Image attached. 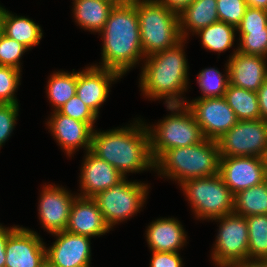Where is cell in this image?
<instances>
[{
  "label": "cell",
  "instance_id": "obj_46",
  "mask_svg": "<svg viewBox=\"0 0 267 267\" xmlns=\"http://www.w3.org/2000/svg\"><path fill=\"white\" fill-rule=\"evenodd\" d=\"M4 8L0 6V35L2 33V17H3Z\"/></svg>",
  "mask_w": 267,
  "mask_h": 267
},
{
  "label": "cell",
  "instance_id": "obj_21",
  "mask_svg": "<svg viewBox=\"0 0 267 267\" xmlns=\"http://www.w3.org/2000/svg\"><path fill=\"white\" fill-rule=\"evenodd\" d=\"M182 225L174 218L158 219L150 224L146 237L152 251L177 252L186 241Z\"/></svg>",
  "mask_w": 267,
  "mask_h": 267
},
{
  "label": "cell",
  "instance_id": "obj_37",
  "mask_svg": "<svg viewBox=\"0 0 267 267\" xmlns=\"http://www.w3.org/2000/svg\"><path fill=\"white\" fill-rule=\"evenodd\" d=\"M267 29V11L263 9L247 7L245 14L237 26V31H256Z\"/></svg>",
  "mask_w": 267,
  "mask_h": 267
},
{
  "label": "cell",
  "instance_id": "obj_22",
  "mask_svg": "<svg viewBox=\"0 0 267 267\" xmlns=\"http://www.w3.org/2000/svg\"><path fill=\"white\" fill-rule=\"evenodd\" d=\"M178 15L181 36L185 40L188 34L187 28L196 33L200 29L219 21L217 0H194Z\"/></svg>",
  "mask_w": 267,
  "mask_h": 267
},
{
  "label": "cell",
  "instance_id": "obj_41",
  "mask_svg": "<svg viewBox=\"0 0 267 267\" xmlns=\"http://www.w3.org/2000/svg\"><path fill=\"white\" fill-rule=\"evenodd\" d=\"M159 3L167 7L169 10L179 14L194 0H157Z\"/></svg>",
  "mask_w": 267,
  "mask_h": 267
},
{
  "label": "cell",
  "instance_id": "obj_35",
  "mask_svg": "<svg viewBox=\"0 0 267 267\" xmlns=\"http://www.w3.org/2000/svg\"><path fill=\"white\" fill-rule=\"evenodd\" d=\"M60 114L88 123L92 128L97 115L76 95L57 110Z\"/></svg>",
  "mask_w": 267,
  "mask_h": 267
},
{
  "label": "cell",
  "instance_id": "obj_38",
  "mask_svg": "<svg viewBox=\"0 0 267 267\" xmlns=\"http://www.w3.org/2000/svg\"><path fill=\"white\" fill-rule=\"evenodd\" d=\"M150 267H182V260L177 252H152Z\"/></svg>",
  "mask_w": 267,
  "mask_h": 267
},
{
  "label": "cell",
  "instance_id": "obj_14",
  "mask_svg": "<svg viewBox=\"0 0 267 267\" xmlns=\"http://www.w3.org/2000/svg\"><path fill=\"white\" fill-rule=\"evenodd\" d=\"M53 234L58 238L46 249V259L57 267H90V237L66 230Z\"/></svg>",
  "mask_w": 267,
  "mask_h": 267
},
{
  "label": "cell",
  "instance_id": "obj_9",
  "mask_svg": "<svg viewBox=\"0 0 267 267\" xmlns=\"http://www.w3.org/2000/svg\"><path fill=\"white\" fill-rule=\"evenodd\" d=\"M217 144L221 157L263 158L267 150V120H238Z\"/></svg>",
  "mask_w": 267,
  "mask_h": 267
},
{
  "label": "cell",
  "instance_id": "obj_29",
  "mask_svg": "<svg viewBox=\"0 0 267 267\" xmlns=\"http://www.w3.org/2000/svg\"><path fill=\"white\" fill-rule=\"evenodd\" d=\"M248 225V259H267V214L245 217Z\"/></svg>",
  "mask_w": 267,
  "mask_h": 267
},
{
  "label": "cell",
  "instance_id": "obj_39",
  "mask_svg": "<svg viewBox=\"0 0 267 267\" xmlns=\"http://www.w3.org/2000/svg\"><path fill=\"white\" fill-rule=\"evenodd\" d=\"M18 228V226H14L12 228H4L0 226V267L5 266V258H6V253H5V245L8 240V237Z\"/></svg>",
  "mask_w": 267,
  "mask_h": 267
},
{
  "label": "cell",
  "instance_id": "obj_40",
  "mask_svg": "<svg viewBox=\"0 0 267 267\" xmlns=\"http://www.w3.org/2000/svg\"><path fill=\"white\" fill-rule=\"evenodd\" d=\"M256 93L259 102L260 119L267 120V80Z\"/></svg>",
  "mask_w": 267,
  "mask_h": 267
},
{
  "label": "cell",
  "instance_id": "obj_34",
  "mask_svg": "<svg viewBox=\"0 0 267 267\" xmlns=\"http://www.w3.org/2000/svg\"><path fill=\"white\" fill-rule=\"evenodd\" d=\"M27 48L21 43L1 33L0 35V65L20 70L21 56Z\"/></svg>",
  "mask_w": 267,
  "mask_h": 267
},
{
  "label": "cell",
  "instance_id": "obj_18",
  "mask_svg": "<svg viewBox=\"0 0 267 267\" xmlns=\"http://www.w3.org/2000/svg\"><path fill=\"white\" fill-rule=\"evenodd\" d=\"M97 203L91 197L76 196L70 209L66 231L82 236H100L109 231Z\"/></svg>",
  "mask_w": 267,
  "mask_h": 267
},
{
  "label": "cell",
  "instance_id": "obj_24",
  "mask_svg": "<svg viewBox=\"0 0 267 267\" xmlns=\"http://www.w3.org/2000/svg\"><path fill=\"white\" fill-rule=\"evenodd\" d=\"M39 25L26 17H18L4 9L2 17V33L11 39L21 43L27 49L38 45L42 39Z\"/></svg>",
  "mask_w": 267,
  "mask_h": 267
},
{
  "label": "cell",
  "instance_id": "obj_45",
  "mask_svg": "<svg viewBox=\"0 0 267 267\" xmlns=\"http://www.w3.org/2000/svg\"><path fill=\"white\" fill-rule=\"evenodd\" d=\"M41 267H57V266L54 265V264H52L48 259H46V260L42 263Z\"/></svg>",
  "mask_w": 267,
  "mask_h": 267
},
{
  "label": "cell",
  "instance_id": "obj_10",
  "mask_svg": "<svg viewBox=\"0 0 267 267\" xmlns=\"http://www.w3.org/2000/svg\"><path fill=\"white\" fill-rule=\"evenodd\" d=\"M220 220L219 234L212 259L215 265L227 267L248 259V225L244 216L235 213L213 220Z\"/></svg>",
  "mask_w": 267,
  "mask_h": 267
},
{
  "label": "cell",
  "instance_id": "obj_5",
  "mask_svg": "<svg viewBox=\"0 0 267 267\" xmlns=\"http://www.w3.org/2000/svg\"><path fill=\"white\" fill-rule=\"evenodd\" d=\"M137 9L145 57L176 46L183 40L179 15L157 0H131Z\"/></svg>",
  "mask_w": 267,
  "mask_h": 267
},
{
  "label": "cell",
  "instance_id": "obj_4",
  "mask_svg": "<svg viewBox=\"0 0 267 267\" xmlns=\"http://www.w3.org/2000/svg\"><path fill=\"white\" fill-rule=\"evenodd\" d=\"M220 159L217 141L205 138L200 143L165 151L154 162V167L160 175L177 179L182 184L191 178L219 174Z\"/></svg>",
  "mask_w": 267,
  "mask_h": 267
},
{
  "label": "cell",
  "instance_id": "obj_33",
  "mask_svg": "<svg viewBox=\"0 0 267 267\" xmlns=\"http://www.w3.org/2000/svg\"><path fill=\"white\" fill-rule=\"evenodd\" d=\"M245 0H217L219 21L237 28L247 9Z\"/></svg>",
  "mask_w": 267,
  "mask_h": 267
},
{
  "label": "cell",
  "instance_id": "obj_48",
  "mask_svg": "<svg viewBox=\"0 0 267 267\" xmlns=\"http://www.w3.org/2000/svg\"><path fill=\"white\" fill-rule=\"evenodd\" d=\"M265 182L267 183V169H266V172H265Z\"/></svg>",
  "mask_w": 267,
  "mask_h": 267
},
{
  "label": "cell",
  "instance_id": "obj_23",
  "mask_svg": "<svg viewBox=\"0 0 267 267\" xmlns=\"http://www.w3.org/2000/svg\"><path fill=\"white\" fill-rule=\"evenodd\" d=\"M114 6L107 0H78L74 2L73 14L81 27L101 32Z\"/></svg>",
  "mask_w": 267,
  "mask_h": 267
},
{
  "label": "cell",
  "instance_id": "obj_2",
  "mask_svg": "<svg viewBox=\"0 0 267 267\" xmlns=\"http://www.w3.org/2000/svg\"><path fill=\"white\" fill-rule=\"evenodd\" d=\"M100 33L104 37L102 68L123 75L144 57L137 9L132 1L115 5Z\"/></svg>",
  "mask_w": 267,
  "mask_h": 267
},
{
  "label": "cell",
  "instance_id": "obj_17",
  "mask_svg": "<svg viewBox=\"0 0 267 267\" xmlns=\"http://www.w3.org/2000/svg\"><path fill=\"white\" fill-rule=\"evenodd\" d=\"M266 57L235 51L226 65L230 84L257 92L267 80Z\"/></svg>",
  "mask_w": 267,
  "mask_h": 267
},
{
  "label": "cell",
  "instance_id": "obj_6",
  "mask_svg": "<svg viewBox=\"0 0 267 267\" xmlns=\"http://www.w3.org/2000/svg\"><path fill=\"white\" fill-rule=\"evenodd\" d=\"M166 106L175 113L162 120L153 130L149 129L154 162L167 150L187 147L205 139L195 116L185 104Z\"/></svg>",
  "mask_w": 267,
  "mask_h": 267
},
{
  "label": "cell",
  "instance_id": "obj_36",
  "mask_svg": "<svg viewBox=\"0 0 267 267\" xmlns=\"http://www.w3.org/2000/svg\"><path fill=\"white\" fill-rule=\"evenodd\" d=\"M18 108V104L0 103V147L14 129Z\"/></svg>",
  "mask_w": 267,
  "mask_h": 267
},
{
  "label": "cell",
  "instance_id": "obj_7",
  "mask_svg": "<svg viewBox=\"0 0 267 267\" xmlns=\"http://www.w3.org/2000/svg\"><path fill=\"white\" fill-rule=\"evenodd\" d=\"M196 217L215 219L234 212V194L219 174L191 178L181 184Z\"/></svg>",
  "mask_w": 267,
  "mask_h": 267
},
{
  "label": "cell",
  "instance_id": "obj_11",
  "mask_svg": "<svg viewBox=\"0 0 267 267\" xmlns=\"http://www.w3.org/2000/svg\"><path fill=\"white\" fill-rule=\"evenodd\" d=\"M185 105L195 116L206 139L217 141L238 121L224 97L197 98Z\"/></svg>",
  "mask_w": 267,
  "mask_h": 267
},
{
  "label": "cell",
  "instance_id": "obj_43",
  "mask_svg": "<svg viewBox=\"0 0 267 267\" xmlns=\"http://www.w3.org/2000/svg\"><path fill=\"white\" fill-rule=\"evenodd\" d=\"M248 7L263 9L267 11V0H245Z\"/></svg>",
  "mask_w": 267,
  "mask_h": 267
},
{
  "label": "cell",
  "instance_id": "obj_26",
  "mask_svg": "<svg viewBox=\"0 0 267 267\" xmlns=\"http://www.w3.org/2000/svg\"><path fill=\"white\" fill-rule=\"evenodd\" d=\"M240 216L267 214V183L242 190L234 196V212Z\"/></svg>",
  "mask_w": 267,
  "mask_h": 267
},
{
  "label": "cell",
  "instance_id": "obj_30",
  "mask_svg": "<svg viewBox=\"0 0 267 267\" xmlns=\"http://www.w3.org/2000/svg\"><path fill=\"white\" fill-rule=\"evenodd\" d=\"M227 77L215 68L204 69L198 74V84L203 93L200 98H219L224 97L226 88L230 84L228 68H226Z\"/></svg>",
  "mask_w": 267,
  "mask_h": 267
},
{
  "label": "cell",
  "instance_id": "obj_20",
  "mask_svg": "<svg viewBox=\"0 0 267 267\" xmlns=\"http://www.w3.org/2000/svg\"><path fill=\"white\" fill-rule=\"evenodd\" d=\"M81 172V197H94L98 192L111 188L124 176L105 160L87 151Z\"/></svg>",
  "mask_w": 267,
  "mask_h": 267
},
{
  "label": "cell",
  "instance_id": "obj_42",
  "mask_svg": "<svg viewBox=\"0 0 267 267\" xmlns=\"http://www.w3.org/2000/svg\"><path fill=\"white\" fill-rule=\"evenodd\" d=\"M227 267H267V259H246Z\"/></svg>",
  "mask_w": 267,
  "mask_h": 267
},
{
  "label": "cell",
  "instance_id": "obj_12",
  "mask_svg": "<svg viewBox=\"0 0 267 267\" xmlns=\"http://www.w3.org/2000/svg\"><path fill=\"white\" fill-rule=\"evenodd\" d=\"M263 158L254 156L221 157L219 175L235 195L265 181Z\"/></svg>",
  "mask_w": 267,
  "mask_h": 267
},
{
  "label": "cell",
  "instance_id": "obj_19",
  "mask_svg": "<svg viewBox=\"0 0 267 267\" xmlns=\"http://www.w3.org/2000/svg\"><path fill=\"white\" fill-rule=\"evenodd\" d=\"M47 124L56 141L69 156L78 147H85L86 152L91 149L93 128L88 123L54 111Z\"/></svg>",
  "mask_w": 267,
  "mask_h": 267
},
{
  "label": "cell",
  "instance_id": "obj_16",
  "mask_svg": "<svg viewBox=\"0 0 267 267\" xmlns=\"http://www.w3.org/2000/svg\"><path fill=\"white\" fill-rule=\"evenodd\" d=\"M73 197L63 188L45 186L42 191L39 215L43 227L51 234L64 231L68 224Z\"/></svg>",
  "mask_w": 267,
  "mask_h": 267
},
{
  "label": "cell",
  "instance_id": "obj_47",
  "mask_svg": "<svg viewBox=\"0 0 267 267\" xmlns=\"http://www.w3.org/2000/svg\"><path fill=\"white\" fill-rule=\"evenodd\" d=\"M263 161H264V165H265V167L267 169V150H266V152H265V154L263 156Z\"/></svg>",
  "mask_w": 267,
  "mask_h": 267
},
{
  "label": "cell",
  "instance_id": "obj_1",
  "mask_svg": "<svg viewBox=\"0 0 267 267\" xmlns=\"http://www.w3.org/2000/svg\"><path fill=\"white\" fill-rule=\"evenodd\" d=\"M131 127L97 132L93 130L90 151L117 169L124 177L128 172L154 168L149 127L140 122Z\"/></svg>",
  "mask_w": 267,
  "mask_h": 267
},
{
  "label": "cell",
  "instance_id": "obj_31",
  "mask_svg": "<svg viewBox=\"0 0 267 267\" xmlns=\"http://www.w3.org/2000/svg\"><path fill=\"white\" fill-rule=\"evenodd\" d=\"M240 46L237 51L267 57V29L256 31H239Z\"/></svg>",
  "mask_w": 267,
  "mask_h": 267
},
{
  "label": "cell",
  "instance_id": "obj_8",
  "mask_svg": "<svg viewBox=\"0 0 267 267\" xmlns=\"http://www.w3.org/2000/svg\"><path fill=\"white\" fill-rule=\"evenodd\" d=\"M148 187L139 182H128L125 177L111 188L98 192L92 197L103 214L108 226L113 227L119 221L137 213L146 199Z\"/></svg>",
  "mask_w": 267,
  "mask_h": 267
},
{
  "label": "cell",
  "instance_id": "obj_28",
  "mask_svg": "<svg viewBox=\"0 0 267 267\" xmlns=\"http://www.w3.org/2000/svg\"><path fill=\"white\" fill-rule=\"evenodd\" d=\"M47 94L55 110L60 109L72 97L76 95L77 72H56L48 81Z\"/></svg>",
  "mask_w": 267,
  "mask_h": 267
},
{
  "label": "cell",
  "instance_id": "obj_3",
  "mask_svg": "<svg viewBox=\"0 0 267 267\" xmlns=\"http://www.w3.org/2000/svg\"><path fill=\"white\" fill-rule=\"evenodd\" d=\"M183 41L167 50L147 57L140 76V86L150 98H165L167 105H182V92L186 90L188 79L187 60L183 52ZM179 95V96H178Z\"/></svg>",
  "mask_w": 267,
  "mask_h": 267
},
{
  "label": "cell",
  "instance_id": "obj_27",
  "mask_svg": "<svg viewBox=\"0 0 267 267\" xmlns=\"http://www.w3.org/2000/svg\"><path fill=\"white\" fill-rule=\"evenodd\" d=\"M235 30L236 27L218 21L200 29L196 34H200L204 48L220 53L232 47Z\"/></svg>",
  "mask_w": 267,
  "mask_h": 267
},
{
  "label": "cell",
  "instance_id": "obj_32",
  "mask_svg": "<svg viewBox=\"0 0 267 267\" xmlns=\"http://www.w3.org/2000/svg\"><path fill=\"white\" fill-rule=\"evenodd\" d=\"M21 70L0 65V103L18 104L14 92L20 82Z\"/></svg>",
  "mask_w": 267,
  "mask_h": 267
},
{
  "label": "cell",
  "instance_id": "obj_13",
  "mask_svg": "<svg viewBox=\"0 0 267 267\" xmlns=\"http://www.w3.org/2000/svg\"><path fill=\"white\" fill-rule=\"evenodd\" d=\"M4 267H41L46 260V247L36 232L18 227L5 245Z\"/></svg>",
  "mask_w": 267,
  "mask_h": 267
},
{
  "label": "cell",
  "instance_id": "obj_15",
  "mask_svg": "<svg viewBox=\"0 0 267 267\" xmlns=\"http://www.w3.org/2000/svg\"><path fill=\"white\" fill-rule=\"evenodd\" d=\"M121 76L115 70L94 65L77 72L76 96L98 116L99 107L108 97L111 82Z\"/></svg>",
  "mask_w": 267,
  "mask_h": 267
},
{
  "label": "cell",
  "instance_id": "obj_44",
  "mask_svg": "<svg viewBox=\"0 0 267 267\" xmlns=\"http://www.w3.org/2000/svg\"><path fill=\"white\" fill-rule=\"evenodd\" d=\"M107 1H109V2H111L113 4H115V5H121V4L127 3V2H129L131 0H107Z\"/></svg>",
  "mask_w": 267,
  "mask_h": 267
},
{
  "label": "cell",
  "instance_id": "obj_25",
  "mask_svg": "<svg viewBox=\"0 0 267 267\" xmlns=\"http://www.w3.org/2000/svg\"><path fill=\"white\" fill-rule=\"evenodd\" d=\"M224 98L234 111L237 120L260 119L259 102L255 91L238 88L229 84Z\"/></svg>",
  "mask_w": 267,
  "mask_h": 267
}]
</instances>
